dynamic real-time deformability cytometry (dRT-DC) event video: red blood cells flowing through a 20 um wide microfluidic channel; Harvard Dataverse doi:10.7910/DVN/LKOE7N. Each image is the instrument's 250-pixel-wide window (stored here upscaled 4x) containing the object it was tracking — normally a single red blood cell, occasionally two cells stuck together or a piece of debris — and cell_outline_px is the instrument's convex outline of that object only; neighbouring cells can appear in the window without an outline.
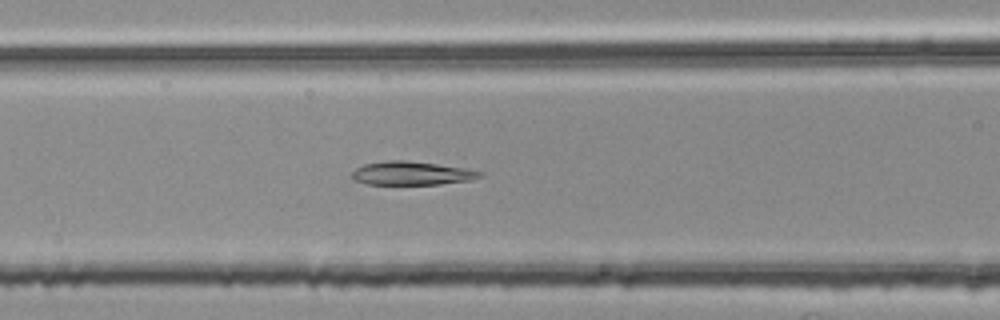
{"species": "common noctule bat (a hibernating species)", "species_latin": "Nyctalus noctula", "temperature_condition": "room temperature", "stored_images_in_passage": 49, "segment_of_instrument_passage": [2, 2], "camera_frame_rate_fps": 3000, "um_per_image_px": 0.085, "animal": {"sex": "female", "body_mass_g": 25.1}, "frame": {"image": 1, "passage_image": 23, "time_ms": 7.333, "image_size_px": [1000, 320], "cell_outline_px": [[484, 176], [472, 180], [440, 184], [368, 184], [352, 180], [352, 172], [356, 168], [364, 164], [388, 160], [404, 160], [436, 164], [464, 168], [484, 172]], "centroid_in_image_um": [35.0, 14.73], "position_along_channel_um": 131.6, "area_um2": 17.57}}
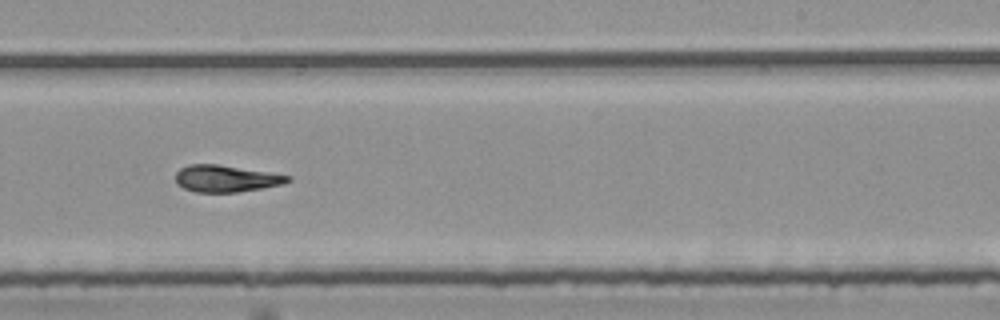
{"frame": {"image": 2, "passage_image": 34, "time_ms": 11.0, "image_size_px": [1000, 320], "cell_outline_px": [[292, 180], [284, 184], [236, 192], [196, 192], [184, 188], [176, 184], [176, 172], [180, 168], [188, 164], [216, 164], [292, 176]], "centroid_in_image_um": [19.19, 15.18], "position_along_channel_um": 269.8, "area_um2": 17.4}}
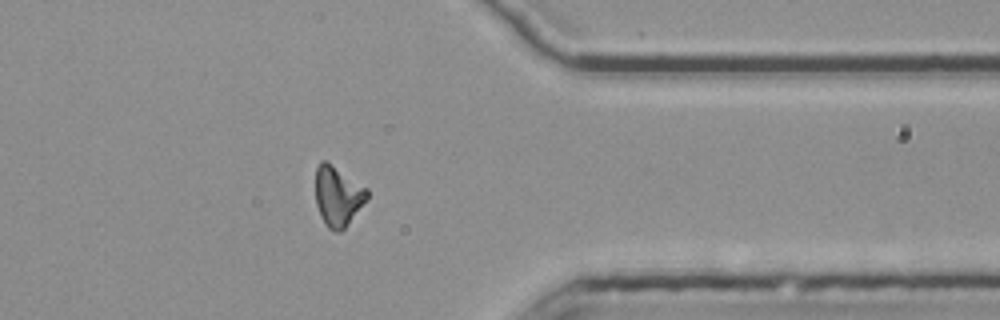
{"frame": {"image": 3, "passage_image": 44, "time_ms": 14.333, "image_size_px": [1000, 320], "cell_outline_px": [[368, 196], [344, 228], [340, 232], [332, 232], [328, 228], [320, 216], [316, 204], [316, 168], [320, 160], [324, 160], [332, 164], [368, 188]], "centroid_in_image_um": [28.69, 16.65], "position_along_channel_um": 382.7, "area_um2": 17.86}}